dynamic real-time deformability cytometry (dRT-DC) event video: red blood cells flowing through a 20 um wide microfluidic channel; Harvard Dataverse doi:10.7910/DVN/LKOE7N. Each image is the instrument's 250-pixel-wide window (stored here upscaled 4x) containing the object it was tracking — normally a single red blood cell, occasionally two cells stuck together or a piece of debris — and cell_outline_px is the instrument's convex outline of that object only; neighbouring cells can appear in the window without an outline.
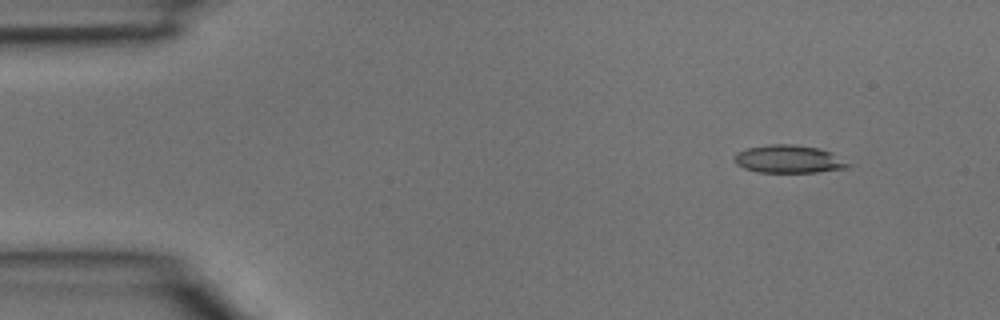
{"species": "common noctule bat (a hibernating species)", "species_latin": "Nyctalus noctula", "temperature_condition": "room temperature", "stored_images_in_passage": 3, "camera_frame_rate_fps": 3000, "um_per_image_px": 0.085, "animal": {"sex": "male", "body_mass_g": 15.6}, "frame": {"image": 1, "passage_image": 1, "time_ms": 0.0, "image_size_px": [1000, 320], "cell_outline_px": [[852, 164], [848, 168], [816, 172], [760, 172], [744, 168], [736, 164], [736, 152], [748, 148], [768, 144], [792, 144], [820, 148], [832, 152]], "centroid_in_image_um": [67.1, 13.52], "position_along_channel_um": 17.9, "area_um2": 18.5}}
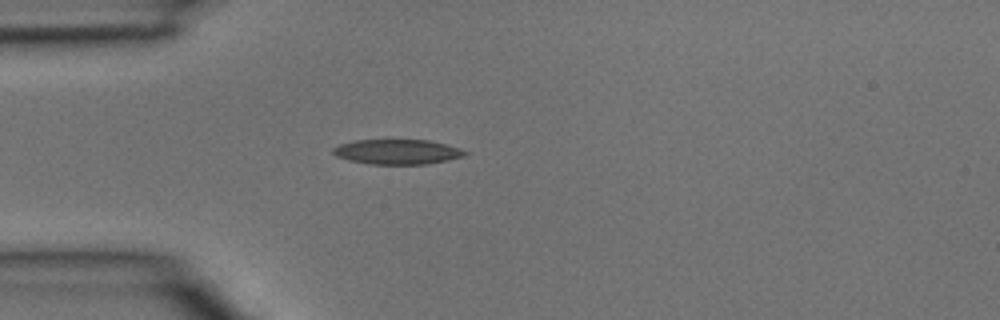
{"frame": {"image": 2, "passage_image": 3, "time_ms": 0.667, "image_size_px": [1000, 320], "cell_outline_px": [[468, 152], [464, 156], [448, 160], [428, 164], [368, 164], [348, 160], [336, 156], [332, 152], [332, 148], [340, 144], [352, 140], [428, 140], [460, 148]], "centroid_in_image_um": [33.74, 12.9], "position_along_channel_um": 51.3, "area_um2": 19.19}}